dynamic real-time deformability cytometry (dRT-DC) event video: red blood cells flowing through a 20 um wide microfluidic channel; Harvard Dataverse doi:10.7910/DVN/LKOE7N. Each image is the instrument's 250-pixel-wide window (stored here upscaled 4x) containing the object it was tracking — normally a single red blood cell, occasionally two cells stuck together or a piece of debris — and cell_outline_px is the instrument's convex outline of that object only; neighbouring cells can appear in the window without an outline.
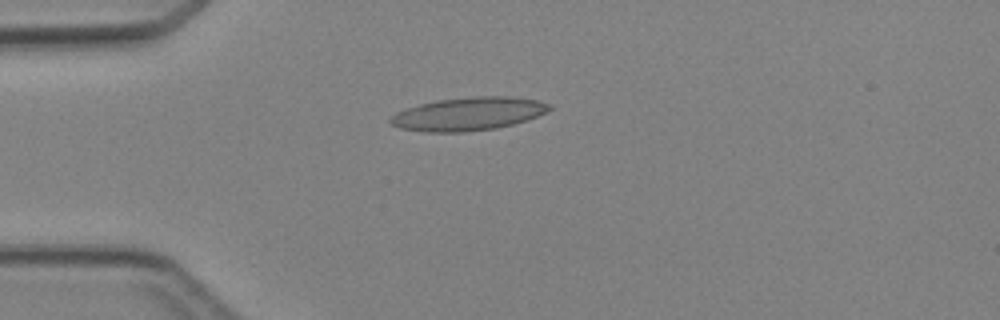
{"species": "Egyptian fruit bat (a non-hibernating species)", "species_latin": "Rousettus aegyptiacus", "temperature_condition": "cold", "stored_images_in_passage": 3, "camera_frame_rate_fps": 3000, "um_per_image_px": 0.085, "animal": {"sex": "female"}, "frame": {"image": 1, "passage_image": 3, "time_ms": 2.333, "image_size_px": [1000, 320], "cell_outline_px": [[552, 108], [536, 116], [512, 124], [496, 128], [464, 132], [424, 132], [400, 128], [392, 124], [388, 120], [396, 112], [420, 104], [436, 100], [476, 96], [508, 96], [536, 100], [552, 104]], "centroid_in_image_um": [39.79, 9.68], "position_along_channel_um": 45.2, "area_um2": 30.52}}